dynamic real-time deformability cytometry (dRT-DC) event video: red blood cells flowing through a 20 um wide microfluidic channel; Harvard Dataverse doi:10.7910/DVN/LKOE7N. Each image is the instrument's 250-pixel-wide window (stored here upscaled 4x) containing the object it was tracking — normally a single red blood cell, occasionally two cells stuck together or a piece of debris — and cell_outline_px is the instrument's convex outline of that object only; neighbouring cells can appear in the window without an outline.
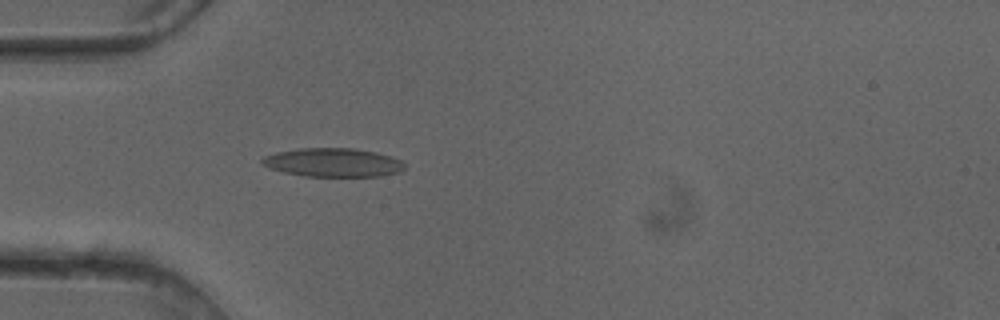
{"species": "common noctule bat (a hibernating species)", "species_latin": "Nyctalus noctula", "temperature_condition": "cold", "stored_images_in_passage": 36, "camera_frame_rate_fps": 3000, "um_per_image_px": 0.085, "animal": {"sex": "female"}, "frame": {"image": 1, "passage_image": 1, "time_ms": 0.0, "image_size_px": [1000, 320], "cell_outline_px": [[404, 168], [400, 172], [380, 176], [304, 176], [284, 172], [268, 168], [260, 160], [264, 156], [276, 152], [300, 148], [352, 148], [376, 152], [400, 160], [404, 164]], "centroid_in_image_um": [28.28, 13.81], "position_along_channel_um": 56.7, "area_um2": 23.7}}
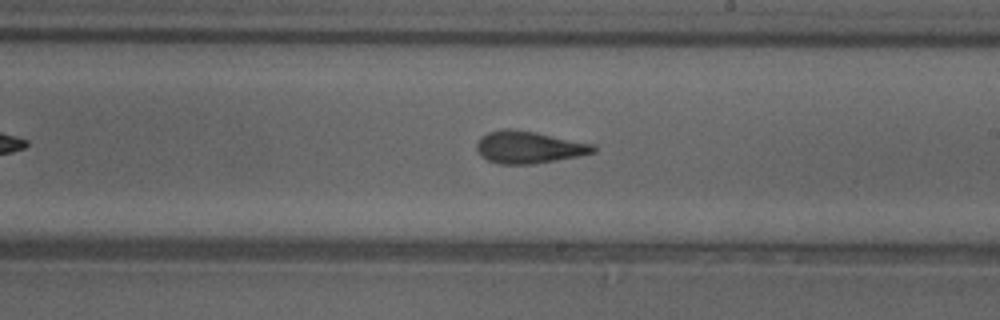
{"frame": {"image": 2, "passage_image": 15, "time_ms": 4.667, "image_size_px": [1000, 320], "cell_outline_px": [[596, 152], [580, 156], [532, 164], [500, 164], [488, 160], [480, 156], [476, 148], [476, 144], [480, 136], [488, 132], [504, 128], [508, 128], [536, 132], [596, 144]], "centroid_in_image_um": [44.95, 12.51], "position_along_channel_um": 244.0, "area_um2": 22.14}}
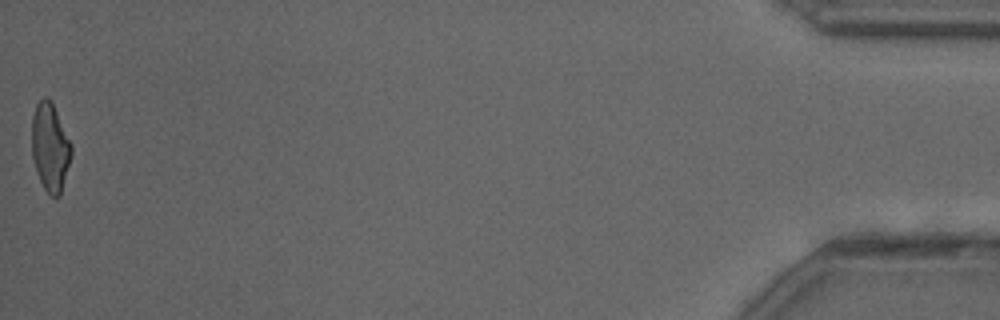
{"frame": {"image": 3, "passage_image": 36, "time_ms": 11.667, "image_size_px": [1000, 320], "cell_outline_px": [[72, 156], [60, 196], [52, 196], [44, 188], [40, 180], [32, 156], [32, 116], [36, 104], [44, 96], [48, 96], [52, 100], [72, 144]], "centroid_in_image_um": [4.28, 12.46], "position_along_channel_um": 430.9, "area_um2": 20.52}, "authors_computed_cell_mechanics": {"area_um2": 21.386, "velocity_mm_per_s": 4.116, "shape_relaxation_time_tau1_ms": 4.5411, "shape_relaxation_time_tau2_ms": 1.6429, "deformation_change_tau1": 0.1865, "deformation_change_tau2": 0.1162}}